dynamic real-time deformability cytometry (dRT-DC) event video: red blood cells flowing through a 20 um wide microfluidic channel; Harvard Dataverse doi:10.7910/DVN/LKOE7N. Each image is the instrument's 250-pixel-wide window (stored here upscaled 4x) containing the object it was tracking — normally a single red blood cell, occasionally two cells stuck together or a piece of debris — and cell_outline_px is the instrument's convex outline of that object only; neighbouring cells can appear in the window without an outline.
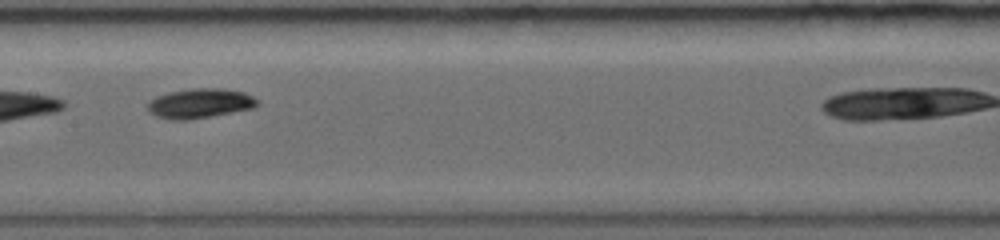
{"species": "common noctule bat (a hibernating species)", "species_latin": "Nyctalus noctula", "temperature_condition": "warm", "stored_images_in_passage": 15, "camera_frame_rate_fps": 5000, "um_per_image_px": 0.085, "animal": {"sex": "female", "body_mass_g": 19.0, "forearm_length_mm": 56.7}, "frame": {"image": 1, "passage_image": 7, "time_ms": 5.0, "image_size_px": [1000, 240], "cell_outline_px": [[260, 104], [252, 108], [188, 120], [172, 120], [156, 116], [148, 112], [148, 104], [156, 96], [168, 92], [192, 88], [224, 88], [244, 92], [252, 96]], "centroid_in_image_um": [16.97, 8.78], "position_along_channel_um": 190.4, "area_um2": 18.84}, "authors_computed_cell_mechanics": {"area_um2": 18.207, "velocity_mm_per_s": 3.8364, "shape_relaxation_time_tau1_ms": 2.9996, "shape_relaxation_time_tau2_ms": 2.6355, "deformation_change_tau1": 0.1226, "deformation_change_tau2": 0.0509}}